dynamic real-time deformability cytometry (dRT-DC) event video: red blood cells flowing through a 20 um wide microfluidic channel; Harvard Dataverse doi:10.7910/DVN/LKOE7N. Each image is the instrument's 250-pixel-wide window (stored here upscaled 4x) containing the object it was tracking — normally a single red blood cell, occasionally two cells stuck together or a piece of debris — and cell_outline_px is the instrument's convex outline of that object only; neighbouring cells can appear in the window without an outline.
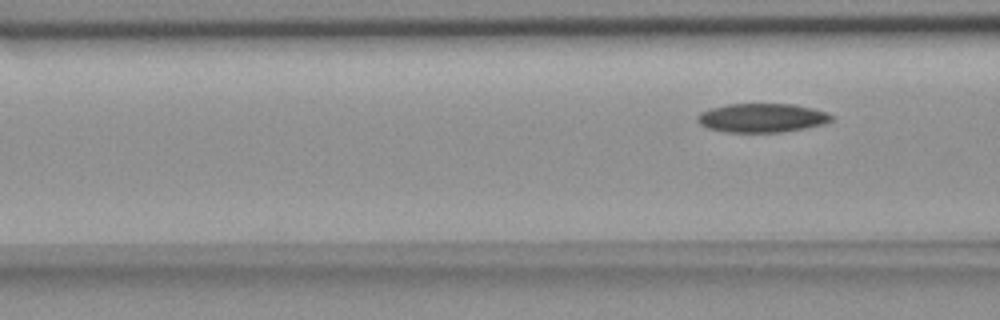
{"species": "common noctule bat (a hibernating species)", "species_latin": "Nyctalus noctula", "temperature_condition": "room temperature", "stored_images_in_passage": 4, "camera_frame_rate_fps": 3000, "um_per_image_px": 0.085, "animal": {"sex": "female", "body_mass_g": 18.4}, "frame": {"image": 1, "passage_image": 4, "time_ms": 4.667, "image_size_px": [1000, 320], "cell_outline_px": [[832, 120], [824, 124], [804, 128], [780, 132], [724, 132], [708, 128], [700, 124], [696, 120], [696, 116], [700, 112], [712, 108], [728, 104], [796, 104], [828, 112], [832, 116]], "centroid_in_image_um": [64.76, 10.01], "position_along_channel_um": 101.8, "area_um2": 22.6}}